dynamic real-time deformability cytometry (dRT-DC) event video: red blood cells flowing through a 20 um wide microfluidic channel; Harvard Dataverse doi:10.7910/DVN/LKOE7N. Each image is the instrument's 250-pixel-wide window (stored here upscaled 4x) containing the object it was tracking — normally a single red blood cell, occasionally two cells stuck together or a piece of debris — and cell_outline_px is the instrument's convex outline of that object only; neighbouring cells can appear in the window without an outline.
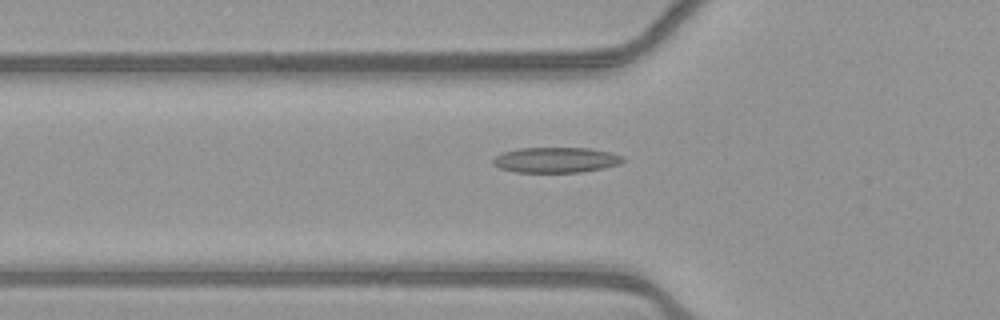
{"species": "common noctule bat (a hibernating species)", "species_latin": "Nyctalus noctula", "temperature_condition": "warm", "stored_images_in_passage": 48, "camera_frame_rate_fps": 3000, "um_per_image_px": 0.085, "animal": {"sex": "female", "body_mass_g": 21.9}, "frame": {"image": 1, "passage_image": 19, "time_ms": 6.0, "image_size_px": [1000, 320], "cell_outline_px": [[624, 160], [620, 164], [604, 168], [580, 172], [516, 172], [500, 168], [492, 164], [492, 160], [496, 156], [504, 152], [520, 148], [588, 148], [612, 152], [624, 156]], "centroid_in_image_um": [47.28, 13.59], "position_along_channel_um": 78.5, "area_um2": 19.25}}
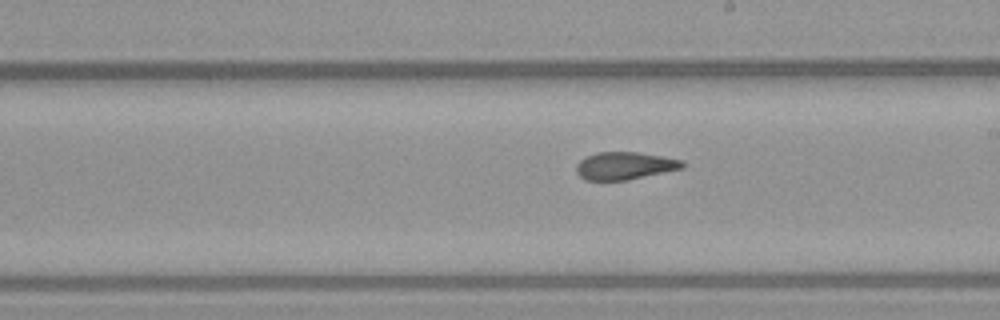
{"frame": {"image": 2, "passage_image": 31, "time_ms": 10.0, "image_size_px": [1000, 320], "cell_outline_px": [[684, 168], [628, 180], [584, 180], [576, 172], [576, 164], [584, 156], [596, 152], [636, 152], [684, 160]], "centroid_in_image_um": [53.08, 14.09], "position_along_channel_um": 235.9, "area_um2": 17.17}}
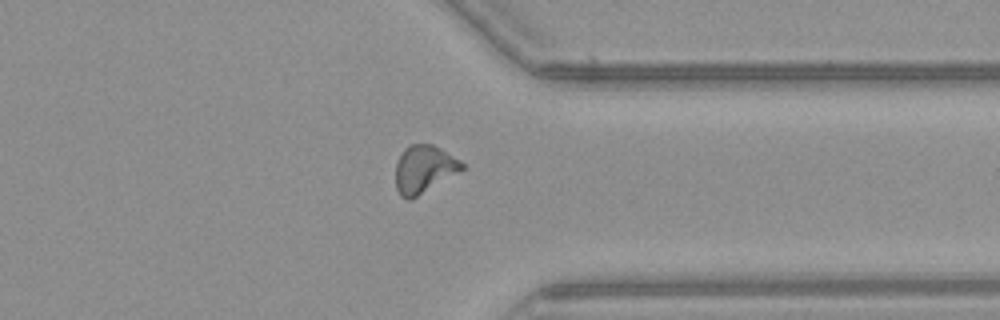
{"frame": {"image": 3, "passage_image": 42, "time_ms": 13.667, "image_size_px": [1000, 320], "cell_outline_px": [[464, 168], [460, 172], [412, 200], [408, 200], [400, 196], [396, 188], [396, 164], [404, 148], [412, 144], [432, 144], [440, 148], [460, 160], [464, 164]], "centroid_in_image_um": [36.04, 14.4], "position_along_channel_um": 375.4, "area_um2": 18.55}, "authors_computed_cell_mechanics": {"area_um2": 18.0336, "velocity_mm_per_s": 3.8936, "shape_relaxation_time_tau1_ms": 9.5529, "shape_relaxation_time_tau2_ms": 2.223, "deformation_change_tau1": 0.2434, "deformation_change_tau2": 0.103}}